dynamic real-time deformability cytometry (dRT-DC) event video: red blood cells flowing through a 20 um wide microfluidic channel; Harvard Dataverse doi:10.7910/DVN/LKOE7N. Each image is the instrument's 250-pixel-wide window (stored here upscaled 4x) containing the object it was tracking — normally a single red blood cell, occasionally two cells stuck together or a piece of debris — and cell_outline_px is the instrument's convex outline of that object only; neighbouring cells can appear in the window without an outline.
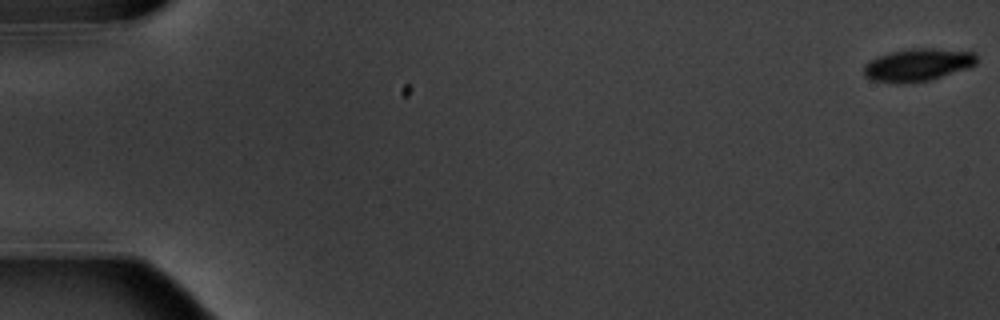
{"species": "common noctule bat (a hibernating species)", "species_latin": "Nyctalus noctula", "temperature_condition": "warm", "stored_images_in_passage": 7, "camera_frame_rate_fps": 3000, "um_per_image_px": 0.085, "animal": {"sex": "male", "body_mass_g": 20.1, "forearm_length_mm": 53.5}, "frame": {"image": 1, "passage_image": 1, "time_ms": 0.0, "image_size_px": [1000, 320], "cell_outline_px": [[976, 64], [972, 68], [928, 80], [904, 84], [896, 84], [872, 80], [864, 76], [864, 64], [880, 56], [892, 52], [916, 48], [932, 48], [976, 52]], "centroid_in_image_um": [78.05, 5.53], "position_along_channel_um": 7.0, "area_um2": 21.5}}
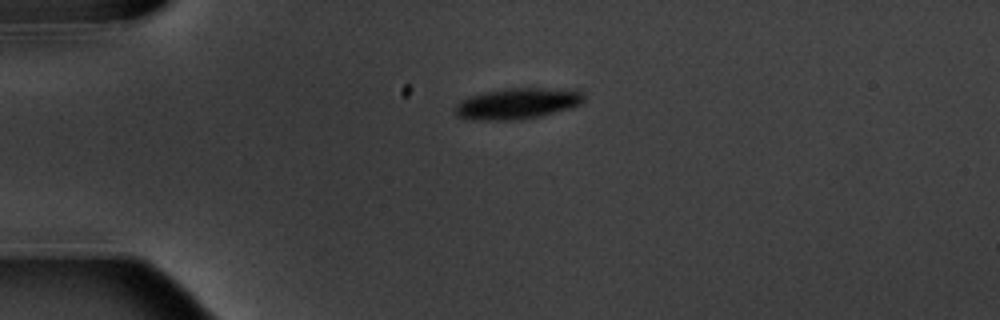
{"frame": {"image": 2, "passage_image": 5, "time_ms": 4.667, "image_size_px": [1000, 320], "cell_outline_px": [[584, 100], [580, 104], [568, 108], [520, 120], [472, 120], [456, 116], [452, 112], [452, 108], [460, 100], [468, 96], [484, 92], [504, 88], [572, 88], [580, 92], [584, 96]], "centroid_in_image_um": [43.89, 8.79], "position_along_channel_um": 41.1, "area_um2": 23.52}}